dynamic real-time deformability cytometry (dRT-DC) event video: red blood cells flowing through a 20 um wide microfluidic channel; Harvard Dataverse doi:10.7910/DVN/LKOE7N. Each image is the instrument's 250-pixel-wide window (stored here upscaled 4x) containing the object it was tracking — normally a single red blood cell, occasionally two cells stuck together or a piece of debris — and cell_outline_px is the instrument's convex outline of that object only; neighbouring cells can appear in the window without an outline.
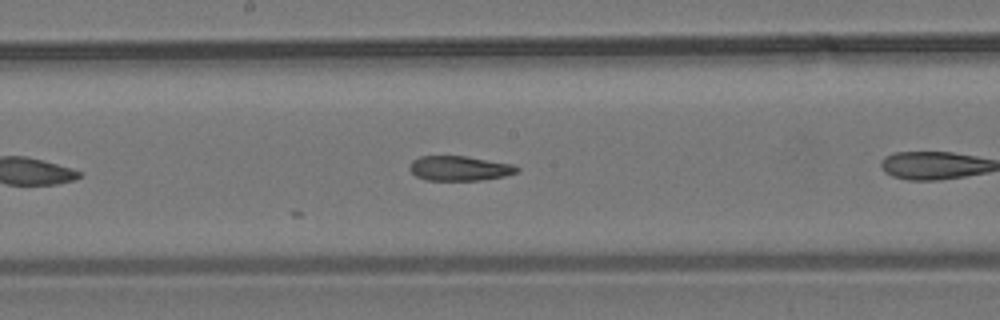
{"species": "common noctule bat (a hibernating species)", "species_latin": "Nyctalus noctula", "temperature_condition": "room temperature", "stored_images_in_passage": 10, "camera_frame_rate_fps": 3000, "um_per_image_px": 0.085, "animal": {"sex": "male", "body_mass_g": 19.2, "forearm_length_mm": 51.8}, "frame": {"image": 1, "passage_image": 10, "time_ms": 3.0, "image_size_px": [1000, 320], "cell_outline_px": [[520, 168], [516, 172], [504, 176], [480, 180], [428, 180], [416, 176], [408, 168], [412, 160], [420, 156], [464, 156], [512, 164]], "centroid_in_image_um": [39.02, 14.3], "position_along_channel_um": 209.2, "area_um2": 15.32}}